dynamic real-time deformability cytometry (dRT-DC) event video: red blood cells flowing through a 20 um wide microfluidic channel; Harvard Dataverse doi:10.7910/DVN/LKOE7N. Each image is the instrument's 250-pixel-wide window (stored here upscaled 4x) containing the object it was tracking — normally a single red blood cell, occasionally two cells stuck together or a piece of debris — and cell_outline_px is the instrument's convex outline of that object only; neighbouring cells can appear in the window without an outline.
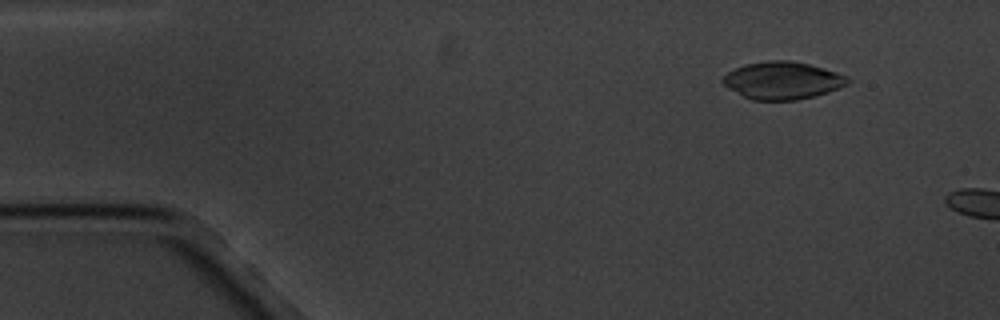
{"species": "common noctule bat (a hibernating species)", "species_latin": "Nyctalus noctula", "temperature_condition": "cold", "stored_images_in_passage": 2, "camera_frame_rate_fps": 3000, "um_per_image_px": 0.085, "animal": {"sex": "male", "body_mass_g": 20.1, "forearm_length_mm": 53.5}, "frame": {"image": 1, "passage_image": 1, "time_ms": 0.0, "image_size_px": [1000, 320], "cell_outline_px": [[852, 80], [848, 84], [840, 88], [828, 92], [796, 100], [752, 100], [728, 88], [720, 80], [728, 72], [744, 64], [768, 60], [788, 60], [808, 64], [836, 72], [848, 76]], "centroid_in_image_um": [66.52, 6.84], "position_along_channel_um": 18.5, "area_um2": 27.22}}